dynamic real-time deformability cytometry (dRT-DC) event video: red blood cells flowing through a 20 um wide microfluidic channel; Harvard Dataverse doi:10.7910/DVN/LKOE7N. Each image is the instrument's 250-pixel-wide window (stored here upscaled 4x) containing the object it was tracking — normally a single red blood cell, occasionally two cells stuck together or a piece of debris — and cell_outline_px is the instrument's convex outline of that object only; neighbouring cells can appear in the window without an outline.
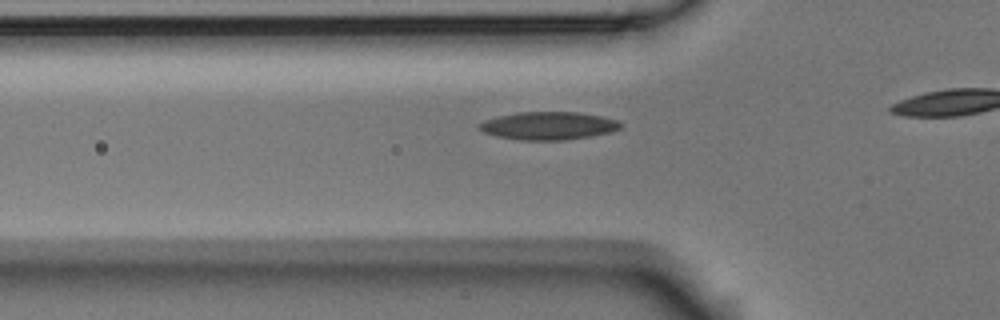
{"species": "Egyptian fruit bat (a non-hibernating species)", "species_latin": "Rousettus aegyptiacus", "temperature_condition": "room temperature", "stored_images_in_passage": 17, "camera_frame_rate_fps": 3000, "um_per_image_px": 0.085, "animal": {"sex": "male"}, "frame": {"image": 1, "passage_image": 8, "time_ms": 2.333, "image_size_px": [1000, 320], "cell_outline_px": [[624, 124], [620, 128], [612, 132], [564, 140], [516, 140], [496, 136], [484, 132], [480, 128], [480, 124], [488, 120], [500, 116], [520, 112], [576, 112], [600, 116], [620, 120]], "centroid_in_image_um": [46.69, 10.69], "position_along_channel_um": 79.1, "area_um2": 22.77}}
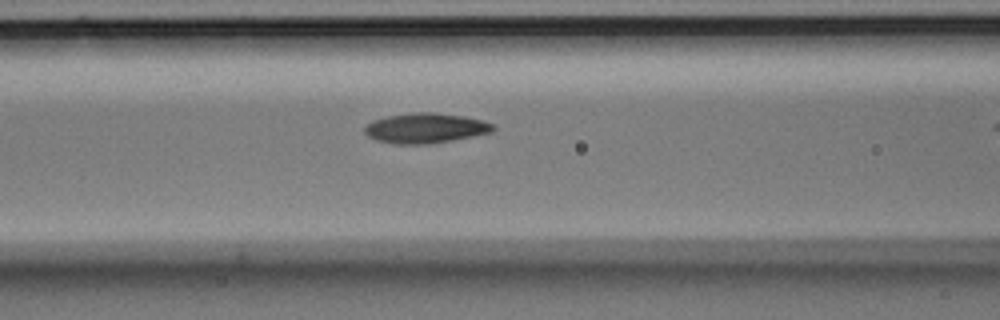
{"frame": {"image": 2, "passage_image": 12, "time_ms": 3.667, "image_size_px": [1000, 320], "cell_outline_px": [[496, 128], [492, 132], [452, 140], [428, 144], [392, 144], [376, 140], [368, 136], [364, 132], [364, 124], [372, 120], [388, 116], [416, 112], [432, 112], [464, 116], [484, 120], [492, 124]], "centroid_in_image_um": [36.13, 10.89], "position_along_channel_um": 130.5, "area_um2": 22.6}}
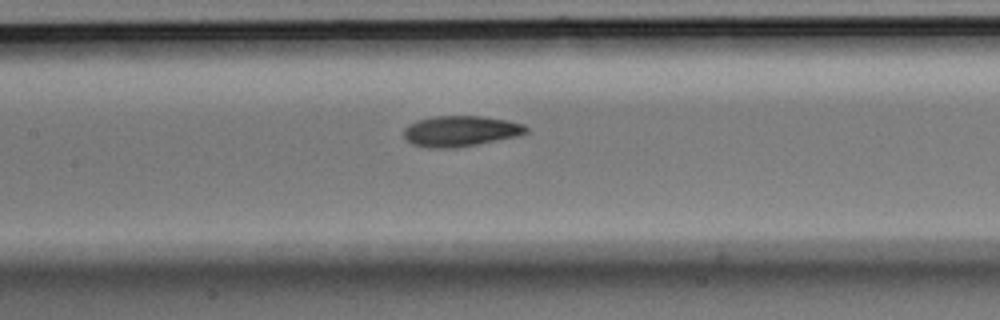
{"frame": {"image": 3, "passage_image": 15, "time_ms": 4.667, "image_size_px": [1000, 320], "cell_outline_px": [[528, 132], [516, 136], [456, 148], [428, 148], [412, 144], [404, 136], [404, 128], [408, 124], [416, 120], [432, 116], [480, 116], [508, 120], [524, 124], [528, 128]], "centroid_in_image_um": [39.12, 11.14], "position_along_channel_um": 168.3, "area_um2": 21.91}}